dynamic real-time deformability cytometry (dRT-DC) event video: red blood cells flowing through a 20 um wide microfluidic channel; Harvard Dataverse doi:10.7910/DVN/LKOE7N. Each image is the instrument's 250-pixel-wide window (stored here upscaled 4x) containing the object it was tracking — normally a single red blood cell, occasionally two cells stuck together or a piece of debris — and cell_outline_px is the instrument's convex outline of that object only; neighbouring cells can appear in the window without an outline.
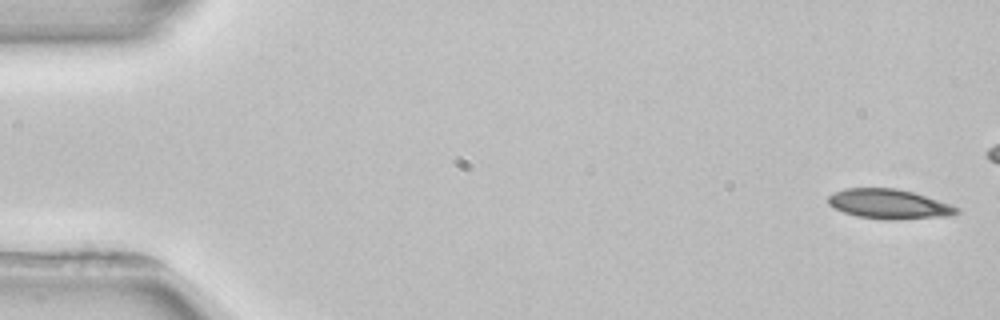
{"species": "common noctule bat (a hibernating species)", "species_latin": "Nyctalus noctula", "temperature_condition": "room temperature", "stored_images_in_passage": 2, "camera_frame_rate_fps": 3000, "um_per_image_px": 0.085, "animal": {"sex": "female", "body_mass_g": 22.7, "forearm_length_mm": 54.2}, "frame": {"image": 1, "passage_image": 1, "time_ms": 0.0, "image_size_px": [1000, 320], "cell_outline_px": [[960, 212], [952, 216], [896, 220], [888, 220], [856, 216], [844, 212], [828, 204], [828, 196], [844, 188], [896, 188], [912, 192], [952, 204], [960, 208]], "centroid_in_image_um": [75.62, 17.35], "position_along_channel_um": 9.4, "area_um2": 22.37}}